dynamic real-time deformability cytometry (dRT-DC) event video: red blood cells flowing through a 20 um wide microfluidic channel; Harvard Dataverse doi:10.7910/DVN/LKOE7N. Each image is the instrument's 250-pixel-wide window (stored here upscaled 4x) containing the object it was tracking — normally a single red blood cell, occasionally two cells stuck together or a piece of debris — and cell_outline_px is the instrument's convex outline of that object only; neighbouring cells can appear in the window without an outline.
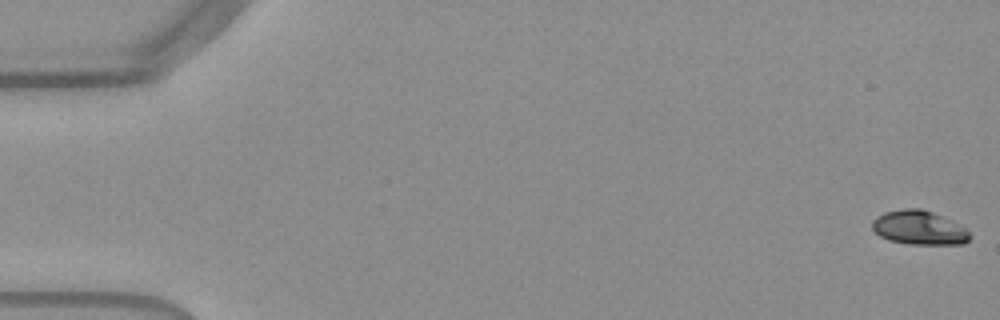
{"species": "Egyptian fruit bat (a non-hibernating species)", "species_latin": "Rousettus aegyptiacus", "temperature_condition": "warm", "stored_images_in_passage": 54, "camera_frame_rate_fps": 3000, "um_per_image_px": 0.085, "frame": {"image": 1, "passage_image": 1, "time_ms": 0.0, "image_size_px": [1000, 320], "cell_outline_px": [[972, 236], [964, 244], [908, 244], [888, 240], [880, 236], [872, 228], [872, 220], [876, 216], [884, 212], [904, 208], [920, 208], [932, 212], [960, 224]], "centroid_in_image_um": [78.11, 19.35], "position_along_channel_um": 6.9, "area_um2": 19.42}}
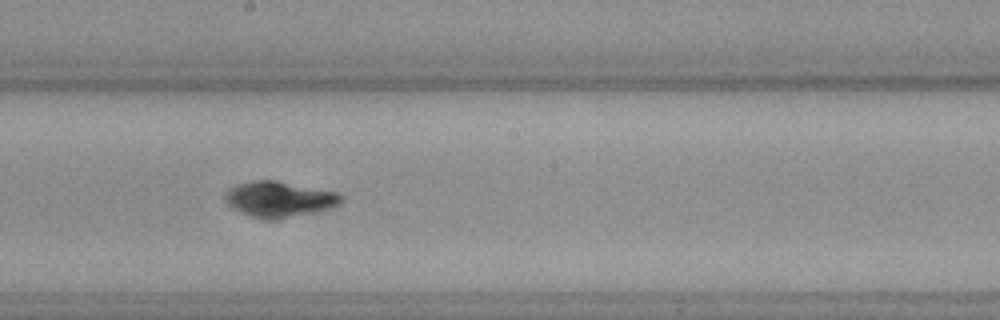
{"frame": {"image": 2, "passage_image": 30, "time_ms": 9.667, "image_size_px": [1000, 320], "cell_outline_px": [[344, 196], [340, 204], [332, 208], [316, 212], [288, 216], [252, 216], [240, 212], [232, 208], [224, 200], [224, 196], [228, 188], [236, 184], [252, 180], [276, 180], [340, 192]], "centroid_in_image_um": [23.77, 16.87], "position_along_channel_um": 224.4, "area_um2": 23.76}}
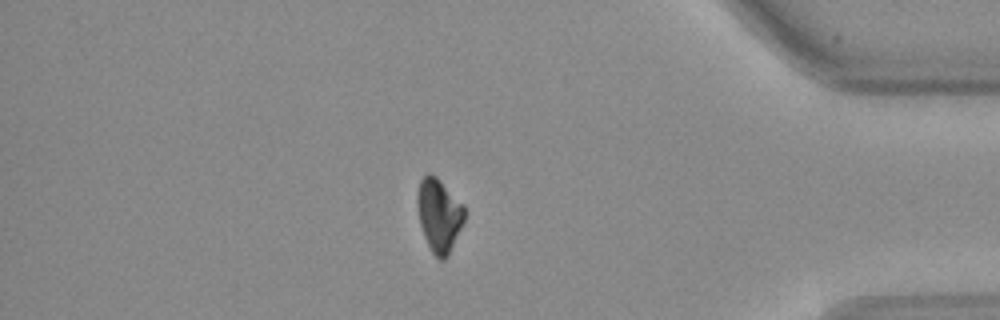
{"frame": {"image": 3, "passage_image": 46, "time_ms": 15.0, "image_size_px": [1000, 320], "cell_outline_px": [[464, 220], [448, 256], [444, 260], [440, 260], [432, 252], [424, 236], [420, 224], [416, 204], [416, 196], [420, 180], [428, 172], [436, 176], [464, 204]], "centroid_in_image_um": [37.3, 18.26], "position_along_channel_um": 397.9, "area_um2": 20.11}, "authors_computed_cell_mechanics": {"area_um2": 21.0392, "velocity_mm_per_s": 3.8697, "shape_relaxation_time_tau1_ms": 3.6143, "shape_relaxation_time_tau2_ms": null, "deformation_change_tau1": 0.1261, "deformation_change_tau2": null}}